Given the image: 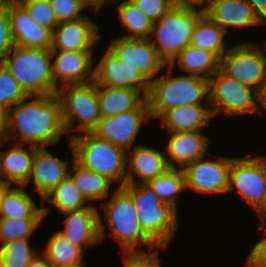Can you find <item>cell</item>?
<instances>
[{"mask_svg":"<svg viewBox=\"0 0 266 267\" xmlns=\"http://www.w3.org/2000/svg\"><path fill=\"white\" fill-rule=\"evenodd\" d=\"M13 129H17L18 136ZM64 133L62 105L56 94L28 95L8 109V141L13 135L21 144L40 148L58 144Z\"/></svg>","mask_w":266,"mask_h":267,"instance_id":"6da1fadb","label":"cell"},{"mask_svg":"<svg viewBox=\"0 0 266 267\" xmlns=\"http://www.w3.org/2000/svg\"><path fill=\"white\" fill-rule=\"evenodd\" d=\"M195 5L202 6V9L198 10ZM203 6V4L177 2L154 23L150 41L166 65H170L179 53L191 44L197 21L205 14Z\"/></svg>","mask_w":266,"mask_h":267,"instance_id":"7a4b0ae2","label":"cell"},{"mask_svg":"<svg viewBox=\"0 0 266 267\" xmlns=\"http://www.w3.org/2000/svg\"><path fill=\"white\" fill-rule=\"evenodd\" d=\"M164 69H168V75L158 76L150 83L147 100L151 118L160 117L173 107L210 104L208 79L190 74L171 77L173 68L166 65Z\"/></svg>","mask_w":266,"mask_h":267,"instance_id":"3957f363","label":"cell"},{"mask_svg":"<svg viewBox=\"0 0 266 267\" xmlns=\"http://www.w3.org/2000/svg\"><path fill=\"white\" fill-rule=\"evenodd\" d=\"M84 135L68 134L74 151V160L82 167L107 177L112 182L126 185L127 151L99 138L93 132ZM122 181V182H120Z\"/></svg>","mask_w":266,"mask_h":267,"instance_id":"277c9868","label":"cell"},{"mask_svg":"<svg viewBox=\"0 0 266 267\" xmlns=\"http://www.w3.org/2000/svg\"><path fill=\"white\" fill-rule=\"evenodd\" d=\"M144 233L156 244L168 246L178 226L177 209L162 200L147 184H126Z\"/></svg>","mask_w":266,"mask_h":267,"instance_id":"5b68a950","label":"cell"},{"mask_svg":"<svg viewBox=\"0 0 266 267\" xmlns=\"http://www.w3.org/2000/svg\"><path fill=\"white\" fill-rule=\"evenodd\" d=\"M51 50L13 45L2 63L27 95L56 94Z\"/></svg>","mask_w":266,"mask_h":267,"instance_id":"8992f818","label":"cell"},{"mask_svg":"<svg viewBox=\"0 0 266 267\" xmlns=\"http://www.w3.org/2000/svg\"><path fill=\"white\" fill-rule=\"evenodd\" d=\"M102 209L111 235L120 243L122 251L136 250L137 245L150 250L156 247L142 230L131 195L123 187H117L110 200L102 204Z\"/></svg>","mask_w":266,"mask_h":267,"instance_id":"52a82bcc","label":"cell"},{"mask_svg":"<svg viewBox=\"0 0 266 267\" xmlns=\"http://www.w3.org/2000/svg\"><path fill=\"white\" fill-rule=\"evenodd\" d=\"M60 87L56 95L61 101L66 132H93L101 119L95 82ZM76 119L79 121L78 127H75Z\"/></svg>","mask_w":266,"mask_h":267,"instance_id":"ba28073f","label":"cell"},{"mask_svg":"<svg viewBox=\"0 0 266 267\" xmlns=\"http://www.w3.org/2000/svg\"><path fill=\"white\" fill-rule=\"evenodd\" d=\"M210 108L213 118L220 112L225 116L260 113L259 93L252 87L225 75L220 69L209 79Z\"/></svg>","mask_w":266,"mask_h":267,"instance_id":"9c48e42d","label":"cell"},{"mask_svg":"<svg viewBox=\"0 0 266 267\" xmlns=\"http://www.w3.org/2000/svg\"><path fill=\"white\" fill-rule=\"evenodd\" d=\"M220 70L259 94L266 81V54L261 46L244 42L232 46L220 58Z\"/></svg>","mask_w":266,"mask_h":267,"instance_id":"30bf717a","label":"cell"},{"mask_svg":"<svg viewBox=\"0 0 266 267\" xmlns=\"http://www.w3.org/2000/svg\"><path fill=\"white\" fill-rule=\"evenodd\" d=\"M237 190L256 211L266 194V157L233 158L228 192Z\"/></svg>","mask_w":266,"mask_h":267,"instance_id":"8fae6325","label":"cell"},{"mask_svg":"<svg viewBox=\"0 0 266 267\" xmlns=\"http://www.w3.org/2000/svg\"><path fill=\"white\" fill-rule=\"evenodd\" d=\"M205 159L203 156L182 168L186 189L190 188L204 194L228 192L233 158L219 156L217 161Z\"/></svg>","mask_w":266,"mask_h":267,"instance_id":"7c38bea8","label":"cell"},{"mask_svg":"<svg viewBox=\"0 0 266 267\" xmlns=\"http://www.w3.org/2000/svg\"><path fill=\"white\" fill-rule=\"evenodd\" d=\"M151 118L147 98L136 108L115 116L101 117L93 133L116 146L131 150L143 122Z\"/></svg>","mask_w":266,"mask_h":267,"instance_id":"4fadbf2b","label":"cell"},{"mask_svg":"<svg viewBox=\"0 0 266 267\" xmlns=\"http://www.w3.org/2000/svg\"><path fill=\"white\" fill-rule=\"evenodd\" d=\"M108 48L125 65L135 68L151 83L166 64L159 58L149 39L120 37L112 40Z\"/></svg>","mask_w":266,"mask_h":267,"instance_id":"5bb4252c","label":"cell"},{"mask_svg":"<svg viewBox=\"0 0 266 267\" xmlns=\"http://www.w3.org/2000/svg\"><path fill=\"white\" fill-rule=\"evenodd\" d=\"M2 6L7 10L14 45L23 48H52L53 32L37 24L18 0H4Z\"/></svg>","mask_w":266,"mask_h":267,"instance_id":"9a60e30c","label":"cell"},{"mask_svg":"<svg viewBox=\"0 0 266 267\" xmlns=\"http://www.w3.org/2000/svg\"><path fill=\"white\" fill-rule=\"evenodd\" d=\"M96 85L122 87L139 91L147 98L150 83L135 68L125 65L107 48L97 66L94 67Z\"/></svg>","mask_w":266,"mask_h":267,"instance_id":"2e32d148","label":"cell"},{"mask_svg":"<svg viewBox=\"0 0 266 267\" xmlns=\"http://www.w3.org/2000/svg\"><path fill=\"white\" fill-rule=\"evenodd\" d=\"M65 228L57 233L79 247L96 245L105 239V225L103 224L97 207L90 204L89 207L67 211L63 213Z\"/></svg>","mask_w":266,"mask_h":267,"instance_id":"e0dca14e","label":"cell"},{"mask_svg":"<svg viewBox=\"0 0 266 267\" xmlns=\"http://www.w3.org/2000/svg\"><path fill=\"white\" fill-rule=\"evenodd\" d=\"M92 52L51 50L53 79L57 89L59 82L64 86L94 81Z\"/></svg>","mask_w":266,"mask_h":267,"instance_id":"ac0fdd59","label":"cell"},{"mask_svg":"<svg viewBox=\"0 0 266 267\" xmlns=\"http://www.w3.org/2000/svg\"><path fill=\"white\" fill-rule=\"evenodd\" d=\"M99 27L89 16L59 22L53 30L52 48L61 51H93L101 38Z\"/></svg>","mask_w":266,"mask_h":267,"instance_id":"d6986e66","label":"cell"},{"mask_svg":"<svg viewBox=\"0 0 266 267\" xmlns=\"http://www.w3.org/2000/svg\"><path fill=\"white\" fill-rule=\"evenodd\" d=\"M204 13L227 32V27L242 28L264 24L245 0H206Z\"/></svg>","mask_w":266,"mask_h":267,"instance_id":"ffe728a7","label":"cell"},{"mask_svg":"<svg viewBox=\"0 0 266 267\" xmlns=\"http://www.w3.org/2000/svg\"><path fill=\"white\" fill-rule=\"evenodd\" d=\"M166 144L165 156L169 168L185 165L206 155L210 139L201 131L172 132ZM168 157V158H167Z\"/></svg>","mask_w":266,"mask_h":267,"instance_id":"44dd1931","label":"cell"},{"mask_svg":"<svg viewBox=\"0 0 266 267\" xmlns=\"http://www.w3.org/2000/svg\"><path fill=\"white\" fill-rule=\"evenodd\" d=\"M69 162L60 160L53 156L45 147L36 150L32 161L31 180L38 191L41 199L46 197L50 191L68 176Z\"/></svg>","mask_w":266,"mask_h":267,"instance_id":"7402d4cb","label":"cell"},{"mask_svg":"<svg viewBox=\"0 0 266 267\" xmlns=\"http://www.w3.org/2000/svg\"><path fill=\"white\" fill-rule=\"evenodd\" d=\"M127 157L126 162L130 163L126 166V184H146L169 168L164 152L159 149L137 145L133 147V151H127ZM134 176L139 179H134Z\"/></svg>","mask_w":266,"mask_h":267,"instance_id":"603a6c76","label":"cell"},{"mask_svg":"<svg viewBox=\"0 0 266 267\" xmlns=\"http://www.w3.org/2000/svg\"><path fill=\"white\" fill-rule=\"evenodd\" d=\"M159 118L168 133L201 131L213 118L210 104L182 105L167 109Z\"/></svg>","mask_w":266,"mask_h":267,"instance_id":"cb8c5ba5","label":"cell"},{"mask_svg":"<svg viewBox=\"0 0 266 267\" xmlns=\"http://www.w3.org/2000/svg\"><path fill=\"white\" fill-rule=\"evenodd\" d=\"M23 145L16 143L7 152H0V178L18 186H24L29 181L33 157L39 148L31 145L28 152Z\"/></svg>","mask_w":266,"mask_h":267,"instance_id":"d4e9b609","label":"cell"},{"mask_svg":"<svg viewBox=\"0 0 266 267\" xmlns=\"http://www.w3.org/2000/svg\"><path fill=\"white\" fill-rule=\"evenodd\" d=\"M97 96L101 117L136 109L146 99L136 90L102 85H97Z\"/></svg>","mask_w":266,"mask_h":267,"instance_id":"484cf974","label":"cell"},{"mask_svg":"<svg viewBox=\"0 0 266 267\" xmlns=\"http://www.w3.org/2000/svg\"><path fill=\"white\" fill-rule=\"evenodd\" d=\"M25 186L10 188L0 205V219L45 218L49 209L40 208L25 191Z\"/></svg>","mask_w":266,"mask_h":267,"instance_id":"4316f807","label":"cell"},{"mask_svg":"<svg viewBox=\"0 0 266 267\" xmlns=\"http://www.w3.org/2000/svg\"><path fill=\"white\" fill-rule=\"evenodd\" d=\"M186 70L190 75L210 79L220 69V58L213 52L192 46H186L170 64Z\"/></svg>","mask_w":266,"mask_h":267,"instance_id":"83f0119b","label":"cell"},{"mask_svg":"<svg viewBox=\"0 0 266 267\" xmlns=\"http://www.w3.org/2000/svg\"><path fill=\"white\" fill-rule=\"evenodd\" d=\"M70 147L73 155V165L70 172L73 174L69 172L68 175L72 178L79 192L87 201L106 199L109 196L108 192H110L112 181L79 165L74 160V151L71 143Z\"/></svg>","mask_w":266,"mask_h":267,"instance_id":"f1b7e54d","label":"cell"},{"mask_svg":"<svg viewBox=\"0 0 266 267\" xmlns=\"http://www.w3.org/2000/svg\"><path fill=\"white\" fill-rule=\"evenodd\" d=\"M84 248L54 233L42 254L54 267H86L82 261Z\"/></svg>","mask_w":266,"mask_h":267,"instance_id":"f546056e","label":"cell"},{"mask_svg":"<svg viewBox=\"0 0 266 267\" xmlns=\"http://www.w3.org/2000/svg\"><path fill=\"white\" fill-rule=\"evenodd\" d=\"M226 31L213 22L207 15H203L194 28L191 45L215 53L221 58L227 51Z\"/></svg>","mask_w":266,"mask_h":267,"instance_id":"4dcf8cb0","label":"cell"},{"mask_svg":"<svg viewBox=\"0 0 266 267\" xmlns=\"http://www.w3.org/2000/svg\"><path fill=\"white\" fill-rule=\"evenodd\" d=\"M44 201L51 203L61 213L80 210L90 206V204L86 205L87 200L79 192L69 175L56 185L50 193L42 199L41 203L43 204Z\"/></svg>","mask_w":266,"mask_h":267,"instance_id":"1f68e13d","label":"cell"},{"mask_svg":"<svg viewBox=\"0 0 266 267\" xmlns=\"http://www.w3.org/2000/svg\"><path fill=\"white\" fill-rule=\"evenodd\" d=\"M162 200L177 209L178 194L186 189L182 168H168L163 174L146 183Z\"/></svg>","mask_w":266,"mask_h":267,"instance_id":"d6a6232c","label":"cell"},{"mask_svg":"<svg viewBox=\"0 0 266 267\" xmlns=\"http://www.w3.org/2000/svg\"><path fill=\"white\" fill-rule=\"evenodd\" d=\"M118 17L123 26L129 31L124 38L149 39L152 34L154 22L145 16L130 1H122L118 4Z\"/></svg>","mask_w":266,"mask_h":267,"instance_id":"836d02e7","label":"cell"},{"mask_svg":"<svg viewBox=\"0 0 266 267\" xmlns=\"http://www.w3.org/2000/svg\"><path fill=\"white\" fill-rule=\"evenodd\" d=\"M29 239L4 243L0 247V267H27L36 257V248L29 244Z\"/></svg>","mask_w":266,"mask_h":267,"instance_id":"e575fe53","label":"cell"},{"mask_svg":"<svg viewBox=\"0 0 266 267\" xmlns=\"http://www.w3.org/2000/svg\"><path fill=\"white\" fill-rule=\"evenodd\" d=\"M44 218L0 219V245L21 239H30Z\"/></svg>","mask_w":266,"mask_h":267,"instance_id":"d590c367","label":"cell"},{"mask_svg":"<svg viewBox=\"0 0 266 267\" xmlns=\"http://www.w3.org/2000/svg\"><path fill=\"white\" fill-rule=\"evenodd\" d=\"M27 96L19 82L0 64V103L10 109Z\"/></svg>","mask_w":266,"mask_h":267,"instance_id":"8d00e7d4","label":"cell"},{"mask_svg":"<svg viewBox=\"0 0 266 267\" xmlns=\"http://www.w3.org/2000/svg\"><path fill=\"white\" fill-rule=\"evenodd\" d=\"M29 12L30 18L52 32L58 24L49 0H18Z\"/></svg>","mask_w":266,"mask_h":267,"instance_id":"74e56055","label":"cell"},{"mask_svg":"<svg viewBox=\"0 0 266 267\" xmlns=\"http://www.w3.org/2000/svg\"><path fill=\"white\" fill-rule=\"evenodd\" d=\"M59 22L73 21L86 16L80 12L87 7L82 0H49Z\"/></svg>","mask_w":266,"mask_h":267,"instance_id":"f35d334b","label":"cell"},{"mask_svg":"<svg viewBox=\"0 0 266 267\" xmlns=\"http://www.w3.org/2000/svg\"><path fill=\"white\" fill-rule=\"evenodd\" d=\"M159 248L167 249V246L156 245V251L151 253L144 252V250H123L125 267H161L158 250ZM128 255V256H127Z\"/></svg>","mask_w":266,"mask_h":267,"instance_id":"ab89813d","label":"cell"},{"mask_svg":"<svg viewBox=\"0 0 266 267\" xmlns=\"http://www.w3.org/2000/svg\"><path fill=\"white\" fill-rule=\"evenodd\" d=\"M139 11L154 23L160 20L177 3L176 0H130Z\"/></svg>","mask_w":266,"mask_h":267,"instance_id":"60d3db41","label":"cell"},{"mask_svg":"<svg viewBox=\"0 0 266 267\" xmlns=\"http://www.w3.org/2000/svg\"><path fill=\"white\" fill-rule=\"evenodd\" d=\"M14 45L11 34L10 20L7 10L0 7V64H2Z\"/></svg>","mask_w":266,"mask_h":267,"instance_id":"b9f144b4","label":"cell"},{"mask_svg":"<svg viewBox=\"0 0 266 267\" xmlns=\"http://www.w3.org/2000/svg\"><path fill=\"white\" fill-rule=\"evenodd\" d=\"M246 267H266V236L252 248Z\"/></svg>","mask_w":266,"mask_h":267,"instance_id":"7bdbcfd3","label":"cell"},{"mask_svg":"<svg viewBox=\"0 0 266 267\" xmlns=\"http://www.w3.org/2000/svg\"><path fill=\"white\" fill-rule=\"evenodd\" d=\"M8 142V108L0 103V147Z\"/></svg>","mask_w":266,"mask_h":267,"instance_id":"ee69618b","label":"cell"},{"mask_svg":"<svg viewBox=\"0 0 266 267\" xmlns=\"http://www.w3.org/2000/svg\"><path fill=\"white\" fill-rule=\"evenodd\" d=\"M258 18L266 23V0H245Z\"/></svg>","mask_w":266,"mask_h":267,"instance_id":"f6af8a7d","label":"cell"},{"mask_svg":"<svg viewBox=\"0 0 266 267\" xmlns=\"http://www.w3.org/2000/svg\"><path fill=\"white\" fill-rule=\"evenodd\" d=\"M27 267H54L42 254L40 253L33 258Z\"/></svg>","mask_w":266,"mask_h":267,"instance_id":"bcb514c9","label":"cell"},{"mask_svg":"<svg viewBox=\"0 0 266 267\" xmlns=\"http://www.w3.org/2000/svg\"><path fill=\"white\" fill-rule=\"evenodd\" d=\"M115 0H82V2L88 7H90V10H95L97 13L99 9L102 7L105 3H113ZM95 7V9H94Z\"/></svg>","mask_w":266,"mask_h":267,"instance_id":"7dc6e473","label":"cell"},{"mask_svg":"<svg viewBox=\"0 0 266 267\" xmlns=\"http://www.w3.org/2000/svg\"><path fill=\"white\" fill-rule=\"evenodd\" d=\"M11 185L12 184H10L9 182L4 181L3 179L0 178V205H1L4 195L10 189Z\"/></svg>","mask_w":266,"mask_h":267,"instance_id":"c3c4849f","label":"cell"},{"mask_svg":"<svg viewBox=\"0 0 266 267\" xmlns=\"http://www.w3.org/2000/svg\"><path fill=\"white\" fill-rule=\"evenodd\" d=\"M256 212H258L259 217H261L263 221L266 220V194L262 202V205L256 210Z\"/></svg>","mask_w":266,"mask_h":267,"instance_id":"681fc988","label":"cell"},{"mask_svg":"<svg viewBox=\"0 0 266 267\" xmlns=\"http://www.w3.org/2000/svg\"><path fill=\"white\" fill-rule=\"evenodd\" d=\"M259 104H261L262 108L266 112V81H265V85L263 87V90L259 94Z\"/></svg>","mask_w":266,"mask_h":267,"instance_id":"f907efd6","label":"cell"},{"mask_svg":"<svg viewBox=\"0 0 266 267\" xmlns=\"http://www.w3.org/2000/svg\"><path fill=\"white\" fill-rule=\"evenodd\" d=\"M177 2L183 3H196V4H203L206 0H176Z\"/></svg>","mask_w":266,"mask_h":267,"instance_id":"816d5d0a","label":"cell"},{"mask_svg":"<svg viewBox=\"0 0 266 267\" xmlns=\"http://www.w3.org/2000/svg\"><path fill=\"white\" fill-rule=\"evenodd\" d=\"M4 0H0V7L2 6Z\"/></svg>","mask_w":266,"mask_h":267,"instance_id":"f5cc1de1","label":"cell"}]
</instances>
